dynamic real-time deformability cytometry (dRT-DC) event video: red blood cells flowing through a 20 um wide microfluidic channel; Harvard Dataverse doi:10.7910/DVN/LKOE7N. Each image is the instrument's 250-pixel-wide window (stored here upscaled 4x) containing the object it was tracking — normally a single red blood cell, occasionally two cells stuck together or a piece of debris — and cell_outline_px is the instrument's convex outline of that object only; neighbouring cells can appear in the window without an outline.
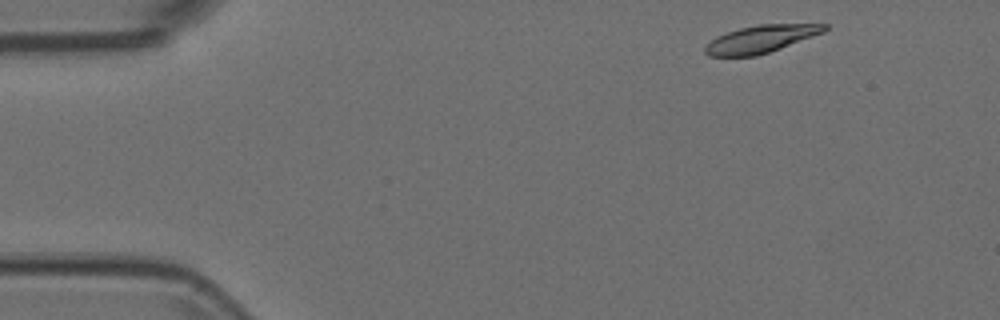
{"species": "Egyptian fruit bat (a non-hibernating species)", "species_latin": "Rousettus aegyptiacus", "temperature_condition": "room temperature", "stored_images_in_passage": 51, "segment_of_instrument_passage": [1, 2], "camera_frame_rate_fps": 3000, "um_per_image_px": 0.085, "animal": {"sex": "female"}, "frame": {"image": 1, "passage_image": 2, "time_ms": 0.333, "image_size_px": [1000, 320], "cell_outline_px": [[828, 28], [824, 32], [780, 48], [756, 56], [708, 56], [704, 52], [704, 48], [716, 36], [740, 28], [760, 24], [828, 24]], "centroid_in_image_um": [64.67, 3.32], "position_along_channel_um": 20.3, "area_um2": 18.84}}
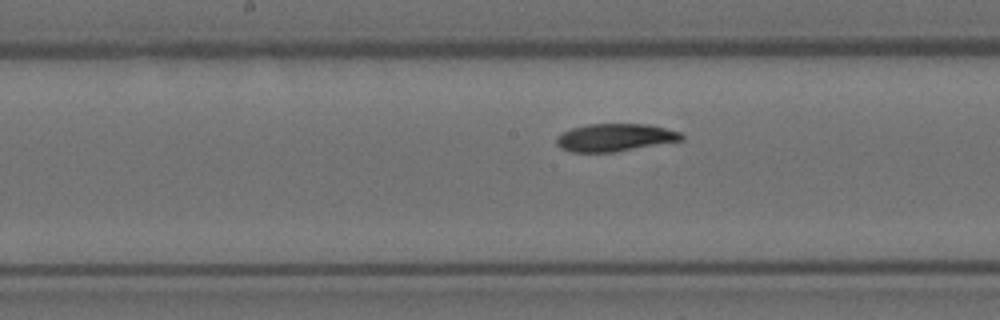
{"frame": {"image": 2, "passage_image": 23, "time_ms": 7.333, "image_size_px": [1000, 320], "cell_outline_px": [[684, 140], [612, 152], [572, 152], [560, 148], [556, 144], [556, 136], [560, 132], [572, 128], [588, 124], [648, 124], [680, 132], [684, 136]], "centroid_in_image_um": [52.23, 11.68], "position_along_channel_um": 196.0, "area_um2": 20.17}}
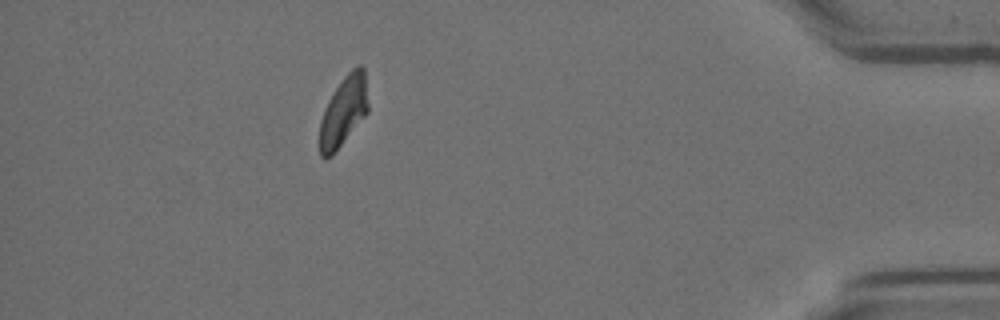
{"frame": {"image": 3, "passage_image": 44, "time_ms": 14.333, "image_size_px": [1000, 320], "cell_outline_px": [[368, 112], [332, 156], [320, 156], [320, 120], [328, 100], [332, 92], [344, 76], [352, 68], [360, 64], [364, 68], [368, 104]], "centroid_in_image_um": [29.2, 9.43], "position_along_channel_um": 406.0, "area_um2": 19.59}}